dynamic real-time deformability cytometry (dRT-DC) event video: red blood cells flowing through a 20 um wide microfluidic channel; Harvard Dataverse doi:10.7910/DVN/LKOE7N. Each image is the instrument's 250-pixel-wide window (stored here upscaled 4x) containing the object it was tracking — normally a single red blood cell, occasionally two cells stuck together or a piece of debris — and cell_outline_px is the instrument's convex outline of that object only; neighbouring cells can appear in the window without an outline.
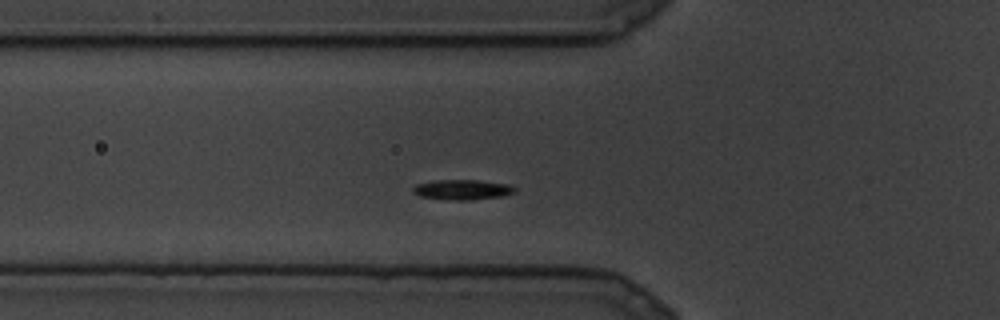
{"species": "common noctule bat (a hibernating species)", "species_latin": "Nyctalus noctula", "temperature_condition": "cold", "stored_images_in_passage": 22, "camera_frame_rate_fps": 3000, "um_per_image_px": 0.085, "animal": {"sex": "male", "body_mass_g": 19.5, "forearm_length_mm": 54.6}, "frame": {"image": 1, "passage_image": 4, "time_ms": 1.0, "image_size_px": [1000, 320], "cell_outline_px": [[516, 192], [504, 196], [468, 200], [452, 200], [420, 196], [412, 192], [412, 188], [416, 184], [436, 180], [480, 180], [508, 184], [516, 188]], "centroid_in_image_um": [39.32, 16.12], "position_along_channel_um": 86.5, "area_um2": 11.96}}
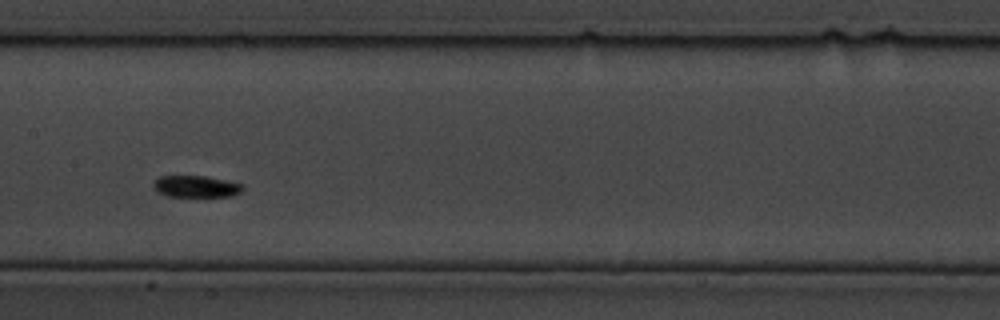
{"frame": {"image": 2, "passage_image": 8, "time_ms": 2.333, "image_size_px": [1000, 320], "cell_outline_px": [[244, 188], [240, 192], [232, 196], [168, 196], [156, 192], [152, 188], [152, 184], [160, 176], [204, 176], [224, 180], [240, 184]], "centroid_in_image_um": [16.6, 15.85], "position_along_channel_um": 190.8, "area_um2": 11.16}}
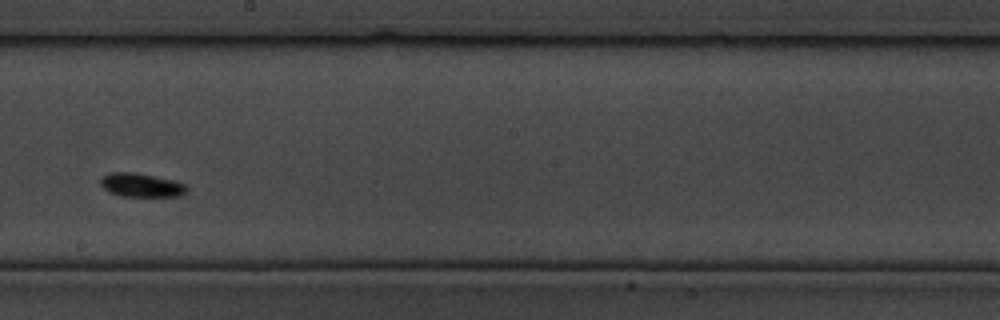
{"frame": {"image": 3, "passage_image": 10, "time_ms": 3.0, "image_size_px": [1000, 320], "cell_outline_px": [[188, 192], [180, 196], [120, 196], [108, 192], [100, 184], [100, 180], [108, 172], [132, 172], [172, 180], [184, 184], [188, 188]], "centroid_in_image_um": [11.99, 15.74], "position_along_channel_um": 236.2, "area_um2": 11.85}}